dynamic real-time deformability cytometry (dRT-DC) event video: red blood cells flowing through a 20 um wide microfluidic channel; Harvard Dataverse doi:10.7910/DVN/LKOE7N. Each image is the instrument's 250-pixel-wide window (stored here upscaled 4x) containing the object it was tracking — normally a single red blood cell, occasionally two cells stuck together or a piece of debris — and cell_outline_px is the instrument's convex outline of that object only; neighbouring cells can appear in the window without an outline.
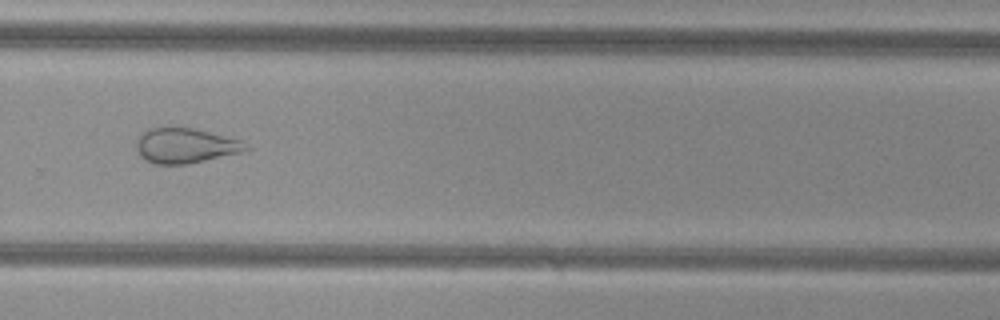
{"species": "common noctule bat (a hibernating species)", "species_latin": "Nyctalus noctula", "temperature_condition": "cold", "stored_images_in_passage": 41, "camera_frame_rate_fps": 3000, "um_per_image_px": 0.085, "animal": {"sex": "female", "body_mass_g": 29.2, "forearm_length_mm": 56.3}, "frame": {"image": 1, "passage_image": 24, "time_ms": 7.667, "image_size_px": [1000, 320], "cell_outline_px": [[248, 148], [240, 152], [188, 164], [152, 164], [144, 160], [140, 156], [136, 148], [136, 140], [148, 128], [192, 128], [244, 140]], "centroid_in_image_um": [15.73, 12.39], "position_along_channel_um": 314.1, "area_um2": 22.2}, "authors_computed_cell_mechanics": {"area_um2": 27.8018, "velocity_mm_per_s": 3.8016, "shape_relaxation_time_tau1_ms": null, "shape_relaxation_time_tau2_ms": 1.9828, "deformation_change_tau1": null, "deformation_change_tau2": 0.095}}